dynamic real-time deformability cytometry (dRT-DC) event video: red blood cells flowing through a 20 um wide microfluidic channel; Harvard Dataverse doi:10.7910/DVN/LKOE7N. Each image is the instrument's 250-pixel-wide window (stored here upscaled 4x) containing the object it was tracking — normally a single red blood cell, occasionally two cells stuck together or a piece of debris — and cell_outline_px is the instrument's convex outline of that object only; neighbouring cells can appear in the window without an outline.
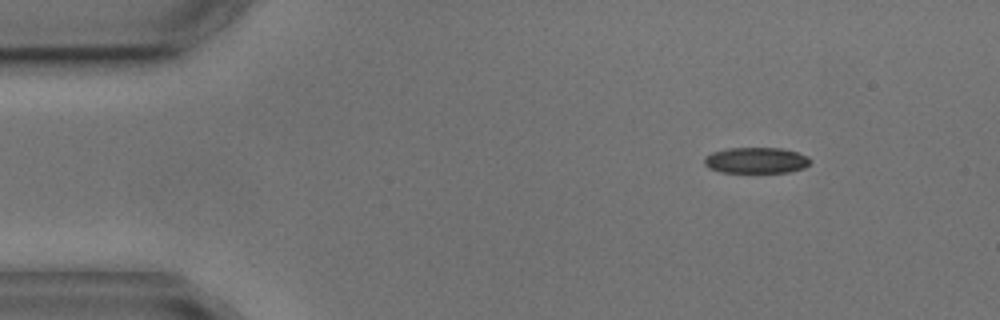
{"species": "common noctule bat (a hibernating species)", "species_latin": "Nyctalus noctula", "temperature_condition": "cold", "stored_images_in_passage": 6, "camera_frame_rate_fps": 3000, "um_per_image_px": 0.085, "animal": {"sex": "male", "body_mass_g": 17.9, "forearm_length_mm": 54.2}, "frame": {"image": 1, "passage_image": 1, "time_ms": 0.0, "image_size_px": [1000, 320], "cell_outline_px": [[812, 160], [804, 168], [788, 172], [720, 172], [708, 168], [704, 164], [704, 156], [712, 152], [728, 148], [780, 148], [796, 152], [808, 156]], "centroid_in_image_um": [64.25, 13.63], "position_along_channel_um": 20.8, "area_um2": 16.07}}
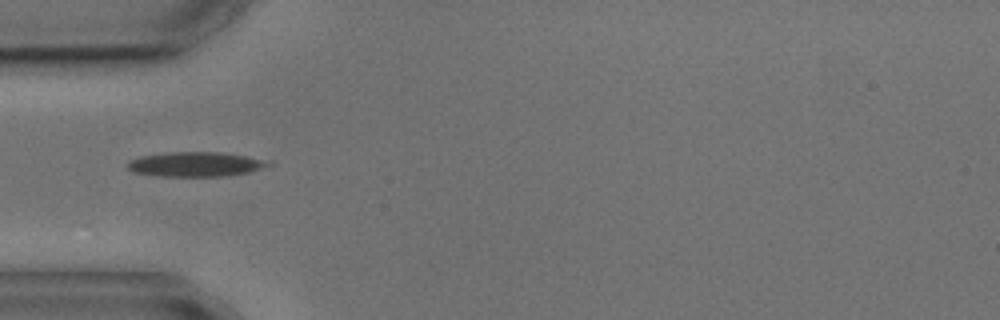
{"frame": {"image": 2, "passage_image": 4, "time_ms": 3.333, "image_size_px": [1000, 320], "cell_outline_px": [[272, 164], [248, 172], [224, 176], [164, 176], [132, 172], [128, 168], [128, 160], [140, 156], [172, 152], [220, 152], [272, 160]], "centroid_in_image_um": [16.64, 13.95], "position_along_channel_um": 68.4, "area_um2": 20.11}}